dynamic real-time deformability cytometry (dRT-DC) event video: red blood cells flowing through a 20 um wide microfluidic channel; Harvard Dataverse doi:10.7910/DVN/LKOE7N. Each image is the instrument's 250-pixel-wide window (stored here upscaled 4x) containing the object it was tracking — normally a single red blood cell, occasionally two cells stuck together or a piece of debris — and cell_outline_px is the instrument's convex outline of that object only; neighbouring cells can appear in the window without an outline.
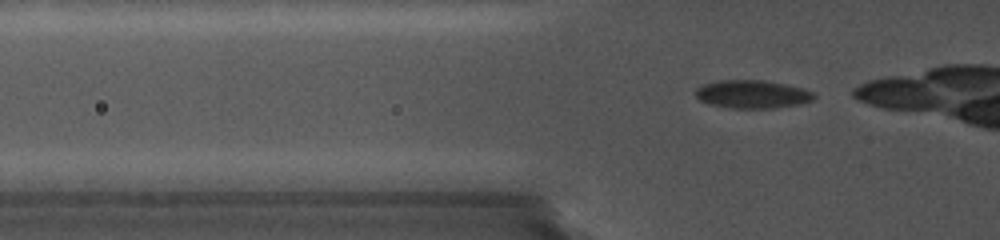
{"species": "common noctule bat (a hibernating species)", "species_latin": "Nyctalus noctula", "temperature_condition": "cold", "stored_images_in_passage": 9, "camera_frame_rate_fps": 5000, "um_per_image_px": 0.085, "animal": {"sex": "female", "body_mass_g": 19.0, "forearm_length_mm": 56.7}, "frame": {"image": 1, "passage_image": 2, "time_ms": 0.2, "image_size_px": [1000, 240], "cell_outline_px": [[816, 96], [812, 100], [800, 104], [776, 108], [728, 108], [708, 104], [700, 100], [696, 96], [696, 88], [704, 84], [716, 80], [764, 80], [804, 88], [812, 92]], "centroid_in_image_um": [63.94, 8.01], "position_along_channel_um": 61.9, "area_um2": 19.54}}